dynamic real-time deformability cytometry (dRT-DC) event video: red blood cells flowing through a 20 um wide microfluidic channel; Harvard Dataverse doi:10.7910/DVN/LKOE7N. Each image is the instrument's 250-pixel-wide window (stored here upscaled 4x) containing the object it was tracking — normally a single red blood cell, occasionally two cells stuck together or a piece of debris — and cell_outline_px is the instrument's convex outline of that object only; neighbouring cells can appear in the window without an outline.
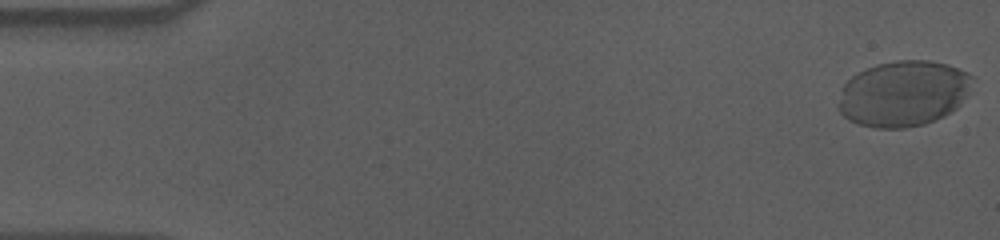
{"species": "human", "species_latin": "Homo sapiens", "temperature_condition": "cold", "stored_images_in_passage": 57, "camera_frame_rate_fps": 3000, "um_per_image_px": 0.085, "donor": {"sex": "male"}, "frame": {"image": 1, "passage_image": 1, "time_ms": 0.0, "image_size_px": [1000, 240], "cell_outline_px": [[972, 76], [968, 96], [956, 108], [944, 116], [924, 124], [904, 128], [876, 128], [860, 124], [848, 120], [836, 108], [844, 84], [852, 76], [876, 64], [896, 60], [928, 60], [948, 64], [968, 72]], "centroid_in_image_um": [76.79, 7.95], "position_along_channel_um": 8.2, "area_um2": 51.44}}
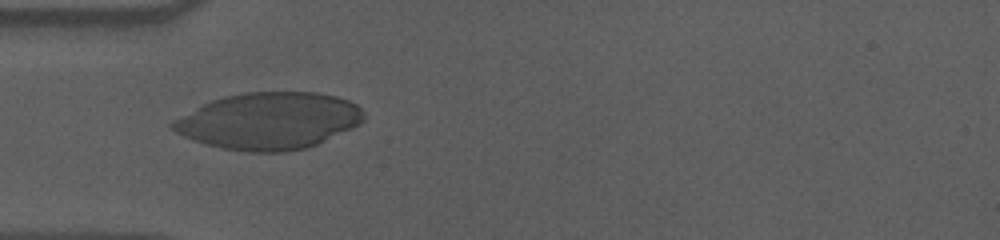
{"frame": {"image": 2, "passage_image": 18, "time_ms": 5.667, "image_size_px": [1000, 240], "cell_outline_px": [[364, 120], [360, 124], [308, 148], [288, 152], [248, 152], [220, 148], [204, 144], [192, 140], [176, 132], [168, 124], [172, 120], [212, 100], [224, 96], [244, 92], [316, 92], [336, 96], [348, 100], [356, 104], [364, 112]], "centroid_in_image_um": [22.85, 10.28], "position_along_channel_um": 62.1, "area_um2": 63.41}}